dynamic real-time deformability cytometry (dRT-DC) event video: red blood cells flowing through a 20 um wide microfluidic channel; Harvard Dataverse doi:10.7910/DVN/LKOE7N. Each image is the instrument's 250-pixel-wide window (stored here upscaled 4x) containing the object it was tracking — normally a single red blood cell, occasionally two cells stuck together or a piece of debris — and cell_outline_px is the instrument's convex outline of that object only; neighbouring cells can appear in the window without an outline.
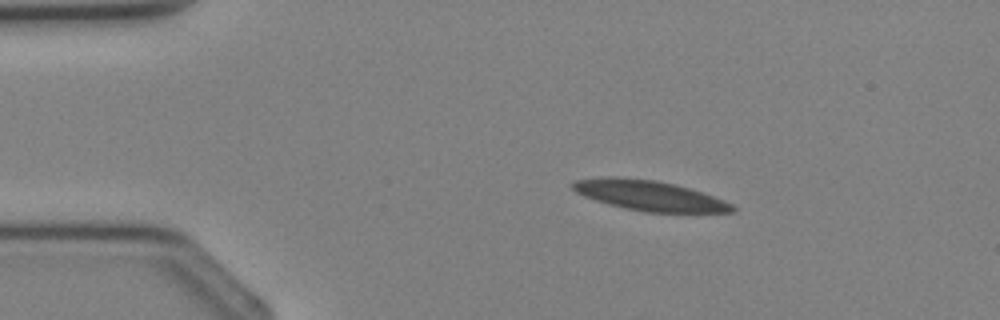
{"species": "Egyptian fruit bat (a non-hibernating species)", "species_latin": "Rousettus aegyptiacus", "temperature_condition": "cold", "stored_images_in_passage": 31, "camera_frame_rate_fps": 3000, "um_per_image_px": 0.085, "animal": {"sex": "female"}, "frame": {"image": 1, "passage_image": 1, "time_ms": 0.0, "image_size_px": [1000, 320], "cell_outline_px": [[736, 208], [732, 212], [644, 212], [624, 208], [596, 200], [584, 196], [576, 192], [572, 188], [572, 184], [576, 180], [608, 176], [616, 176], [656, 180], [688, 188], [724, 200], [732, 204]], "centroid_in_image_um": [55.17, 16.62], "position_along_channel_um": 29.8, "area_um2": 27.69}}
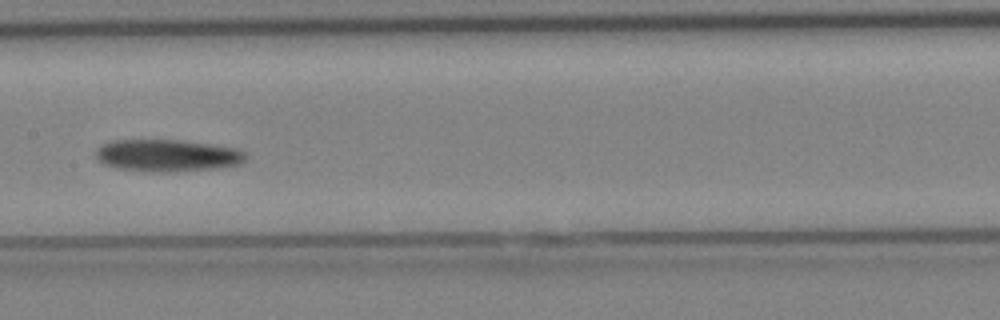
{"frame": {"image": 2, "passage_image": 13, "time_ms": 4.0, "image_size_px": [1000, 320], "cell_outline_px": [[248, 160], [240, 164], [220, 168], [164, 172], [148, 172], [120, 168], [104, 164], [96, 156], [96, 148], [112, 140], [184, 140], [236, 148], [248, 152]], "centroid_in_image_um": [14.3, 13.21], "position_along_channel_um": 193.1, "area_um2": 28.26}}
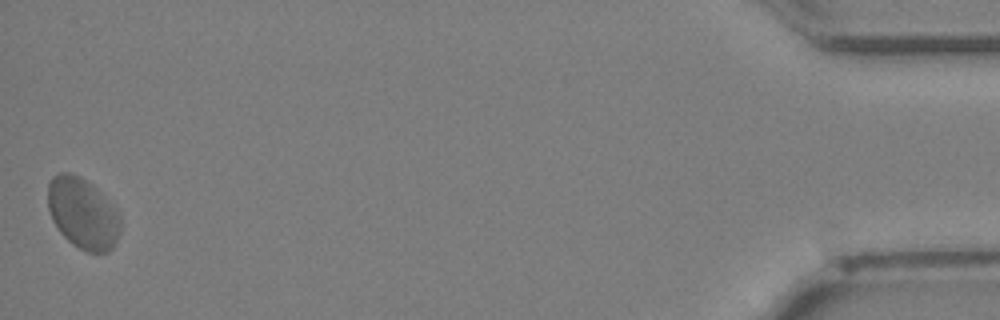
{"frame": {"image": 3, "passage_image": 31, "time_ms": 10.0, "image_size_px": [1000, 320], "cell_outline_px": [[120, 232], [112, 248], [108, 252], [84, 252], [72, 244], [60, 232], [52, 220], [48, 208], [48, 184], [52, 176], [60, 172], [68, 172], [80, 176], [92, 184], [120, 216]], "centroid_in_image_um": [7.0, 18.14], "position_along_channel_um": 428.2, "area_um2": 29.82}}